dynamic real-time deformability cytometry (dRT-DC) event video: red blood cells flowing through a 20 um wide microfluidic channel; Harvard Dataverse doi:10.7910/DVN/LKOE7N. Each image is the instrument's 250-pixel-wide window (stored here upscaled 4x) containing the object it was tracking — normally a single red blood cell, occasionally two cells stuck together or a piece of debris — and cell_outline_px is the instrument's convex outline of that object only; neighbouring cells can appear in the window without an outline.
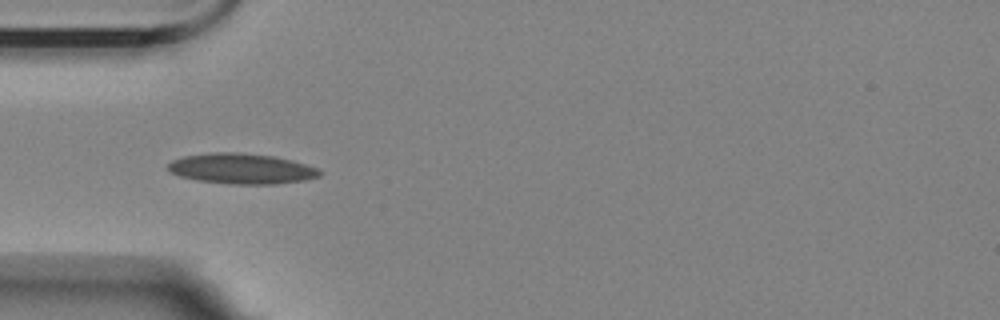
{"species": "Egyptian fruit bat (a non-hibernating species)", "species_latin": "Rousettus aegyptiacus", "temperature_condition": "room temperature", "stored_images_in_passage": 6, "camera_frame_rate_fps": 3000, "um_per_image_px": 0.085, "animal": {"sex": "female"}, "frame": {"image": 1, "passage_image": 3, "time_ms": 2.333, "image_size_px": [1000, 320], "cell_outline_px": [[324, 172], [320, 176], [304, 180], [276, 184], [228, 184], [196, 180], [180, 176], [168, 172], [168, 164], [172, 160], [184, 156], [216, 152], [236, 152], [276, 156], [292, 160], [320, 168]], "centroid_in_image_um": [20.56, 14.34], "position_along_channel_um": 64.4, "area_um2": 27.17}}
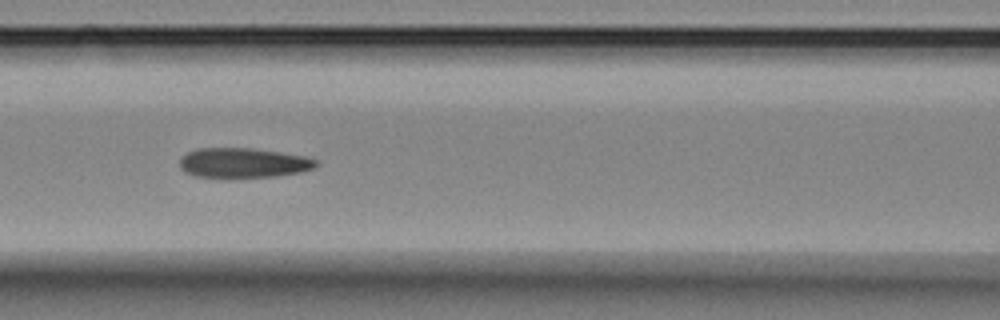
{"frame": {"image": 2, "passage_image": 5, "time_ms": 4.667, "image_size_px": [1000, 320], "cell_outline_px": [[320, 164], [316, 168], [300, 172], [276, 176], [232, 180], [224, 180], [196, 176], [180, 168], [180, 160], [188, 152], [200, 148], [252, 148], [280, 152], [304, 156], [320, 160]], "centroid_in_image_um": [20.73, 13.89], "position_along_channel_um": 145.9, "area_um2": 24.57}}
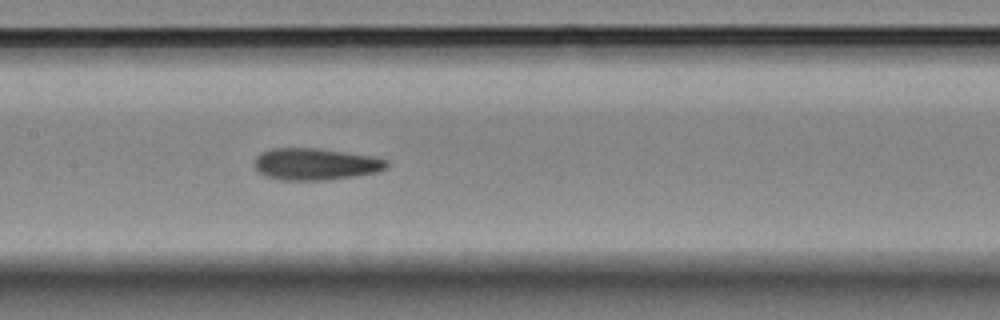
{"frame": {"image": 3, "passage_image": 6, "time_ms": 5.667, "image_size_px": [1000, 320], "cell_outline_px": [[388, 168], [380, 172], [356, 176], [328, 180], [280, 180], [264, 176], [256, 168], [256, 156], [260, 152], [272, 148], [316, 148], [372, 156], [388, 160]], "centroid_in_image_um": [26.85, 13.96], "position_along_channel_um": 180.6, "area_um2": 24.68}}